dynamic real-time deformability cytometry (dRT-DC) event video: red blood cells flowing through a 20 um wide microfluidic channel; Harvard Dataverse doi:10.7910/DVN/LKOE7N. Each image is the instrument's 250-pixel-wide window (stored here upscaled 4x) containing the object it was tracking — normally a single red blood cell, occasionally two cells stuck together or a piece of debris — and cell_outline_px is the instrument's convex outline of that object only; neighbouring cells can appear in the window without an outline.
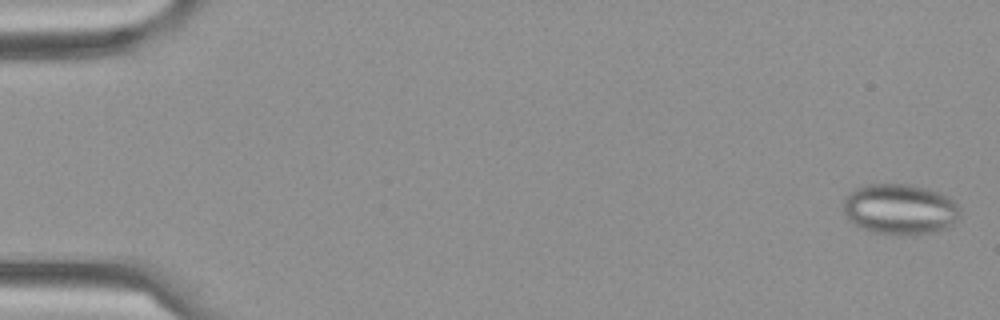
{"species": "Egyptian fruit bat (a non-hibernating species)", "species_latin": "Rousettus aegyptiacus", "temperature_condition": "cold", "stored_images_in_passage": 8, "camera_frame_rate_fps": 3000, "um_per_image_px": 0.085, "frame": {"image": 1, "passage_image": 1, "time_ms": 0.0, "image_size_px": [1000, 320], "cell_outline_px": [[956, 216], [952, 228], [936, 232], [876, 232], [864, 228], [856, 224], [844, 212], [844, 200], [856, 188], [868, 184], [908, 184], [928, 188], [948, 196], [956, 204]], "centroid_in_image_um": [76.51, 17.74], "position_along_channel_um": 8.5, "area_um2": 33.18}}